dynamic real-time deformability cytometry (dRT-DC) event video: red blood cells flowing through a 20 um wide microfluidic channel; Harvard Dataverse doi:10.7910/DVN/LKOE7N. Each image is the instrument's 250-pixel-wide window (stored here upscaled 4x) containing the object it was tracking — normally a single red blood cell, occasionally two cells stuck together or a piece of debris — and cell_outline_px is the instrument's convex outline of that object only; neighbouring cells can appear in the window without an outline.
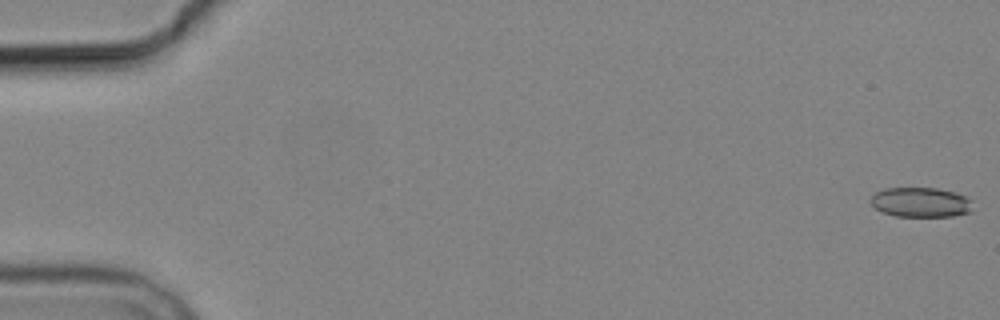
{"species": "common noctule bat (a hibernating species)", "species_latin": "Nyctalus noctula", "temperature_condition": "cold", "stored_images_in_passage": 5, "camera_frame_rate_fps": 3000, "um_per_image_px": 0.085, "animal": {"sex": "male", "body_mass_g": 19.2, "forearm_length_mm": 51.8}, "frame": {"image": 1, "passage_image": 1, "time_ms": 0.0, "image_size_px": [1000, 320], "cell_outline_px": [[972, 212], [952, 216], [896, 216], [884, 212], [876, 208], [868, 200], [876, 192], [884, 188], [936, 188], [956, 192], [972, 200]], "centroid_in_image_um": [78.28, 17.19], "position_along_channel_um": 6.7, "area_um2": 17.74}}
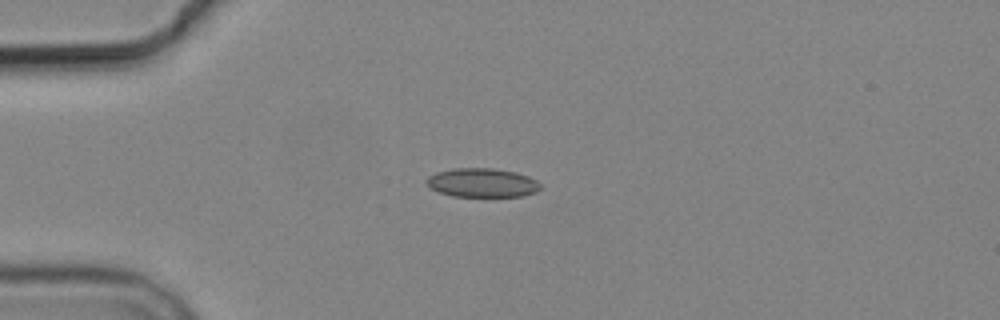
{"frame": {"image": 2, "passage_image": 5, "time_ms": 4.667, "image_size_px": [1000, 320], "cell_outline_px": [[544, 188], [536, 192], [524, 196], [452, 196], [428, 188], [424, 184], [424, 180], [428, 176], [436, 172], [452, 168], [492, 168], [516, 172], [528, 176], [536, 180]], "centroid_in_image_um": [40.96, 15.53], "position_along_channel_um": 44.0, "area_um2": 19.54}}